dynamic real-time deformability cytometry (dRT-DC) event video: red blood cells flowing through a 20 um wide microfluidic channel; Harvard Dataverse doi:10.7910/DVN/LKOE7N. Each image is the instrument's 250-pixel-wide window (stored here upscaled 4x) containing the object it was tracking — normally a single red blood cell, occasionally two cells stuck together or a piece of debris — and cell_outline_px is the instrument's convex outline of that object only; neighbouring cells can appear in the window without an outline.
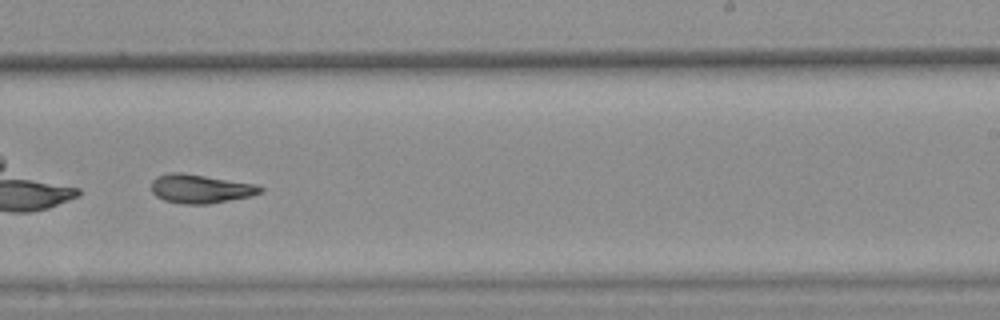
{"species": "common noctule bat (a hibernating species)", "species_latin": "Nyctalus noctula", "temperature_condition": "warm", "stored_images_in_passage": 29, "camera_frame_rate_fps": 3000, "um_per_image_px": 0.085, "animal": {"sex": "female", "body_mass_g": 25.1}, "frame": {"image": 1, "passage_image": 17, "time_ms": 5.333, "image_size_px": [1000, 320], "cell_outline_px": [[264, 192], [252, 196], [208, 204], [180, 204], [164, 200], [156, 196], [152, 192], [152, 180], [156, 176], [168, 172], [180, 172], [256, 184], [264, 188]], "centroid_in_image_um": [17.04, 16.05], "position_along_channel_um": 272.0, "area_um2": 18.44}}